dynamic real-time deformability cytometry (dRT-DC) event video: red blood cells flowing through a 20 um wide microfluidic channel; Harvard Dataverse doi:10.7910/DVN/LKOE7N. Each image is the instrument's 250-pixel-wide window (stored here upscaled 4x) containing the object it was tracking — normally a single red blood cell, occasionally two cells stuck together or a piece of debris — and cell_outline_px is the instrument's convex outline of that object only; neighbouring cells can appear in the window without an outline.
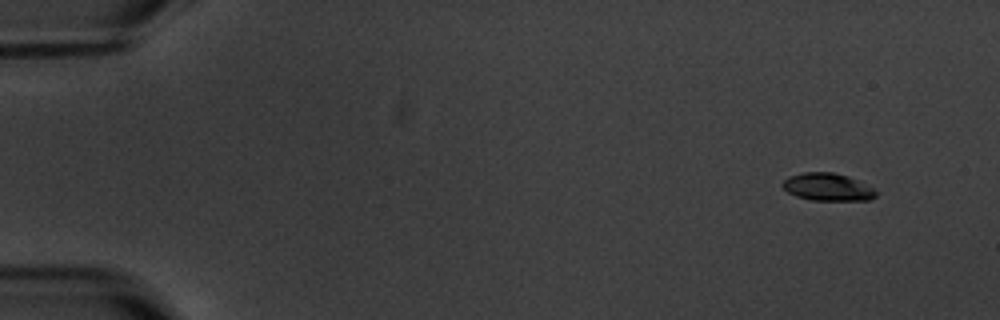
{"species": "common noctule bat (a hibernating species)", "species_latin": "Nyctalus noctula", "temperature_condition": "warm", "stored_images_in_passage": 5, "segment_of_instrument_passage": [1, 2], "camera_frame_rate_fps": 3000, "um_per_image_px": 0.085, "animal": {"sex": "male", "body_mass_g": 20.1, "forearm_length_mm": 53.5}, "frame": {"image": 1, "passage_image": 1, "time_ms": 0.0, "image_size_px": [1000, 320], "cell_outline_px": [[876, 196], [868, 200], [812, 200], [796, 196], [788, 192], [780, 184], [788, 176], [804, 172], [832, 172], [848, 176], [872, 188], [876, 192]], "centroid_in_image_um": [70.3, 15.89], "position_along_channel_um": 14.7, "area_um2": 14.85}}
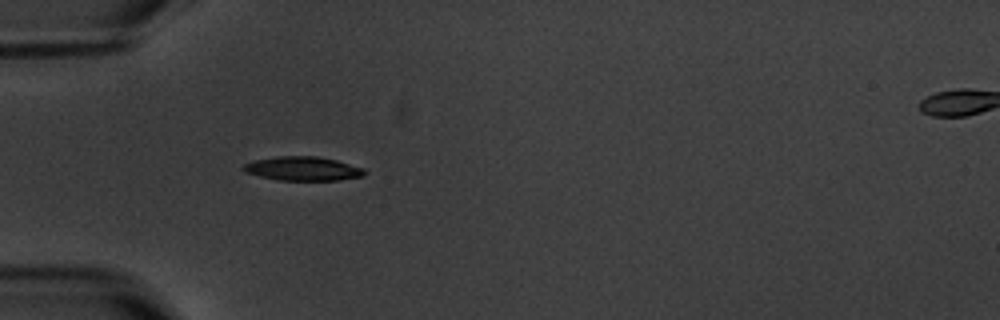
{"frame": {"image": 2, "passage_image": 4, "time_ms": 4.667, "image_size_px": [1000, 320], "cell_outline_px": [[368, 172], [364, 176], [340, 180], [276, 180], [244, 172], [240, 168], [244, 164], [256, 160], [276, 156], [316, 156], [336, 160], [364, 168]], "centroid_in_image_um": [25.75, 14.34], "position_along_channel_um": 59.2, "area_um2": 17.05}}